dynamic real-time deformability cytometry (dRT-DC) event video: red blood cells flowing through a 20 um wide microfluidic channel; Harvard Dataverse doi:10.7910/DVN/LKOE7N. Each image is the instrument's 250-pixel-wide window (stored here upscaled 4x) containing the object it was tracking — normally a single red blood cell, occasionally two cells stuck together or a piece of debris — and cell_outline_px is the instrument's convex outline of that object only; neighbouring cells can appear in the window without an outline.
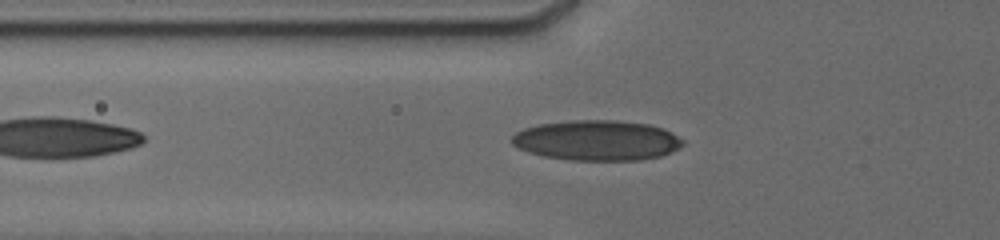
{"species": "human", "species_latin": "Homo sapiens", "temperature_condition": "cold", "stored_images_in_passage": 25, "camera_frame_rate_fps": 3000, "um_per_image_px": 0.085, "donor": {"sex": "male"}, "frame": {"image": 1, "passage_image": 2, "time_ms": 0.333, "image_size_px": [1000, 240], "cell_outline_px": [[684, 144], [680, 148], [672, 152], [660, 156], [640, 160], [568, 160], [544, 156], [528, 152], [512, 144], [512, 136], [516, 132], [524, 128], [540, 124], [572, 120], [616, 120], [648, 124], [664, 128], [672, 132], [684, 140]], "centroid_in_image_um": [50.78, 11.93], "position_along_channel_um": 75.0, "area_um2": 40.23}}
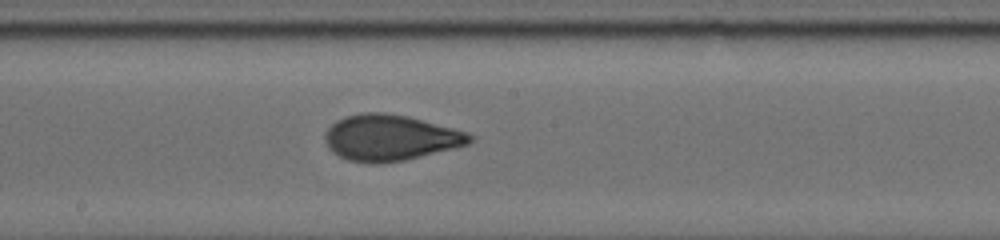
{"frame": {"image": 2, "passage_image": 17, "time_ms": 4.0, "image_size_px": [1000, 240], "cell_outline_px": [[476, 136], [468, 144], [404, 160], [380, 164], [372, 164], [348, 160], [332, 152], [328, 148], [324, 140], [324, 132], [336, 120], [348, 116], [364, 112], [384, 112], [408, 116], [468, 132]], "centroid_in_image_um": [33.14, 11.7], "position_along_channel_um": 215.1, "area_um2": 38.78}}
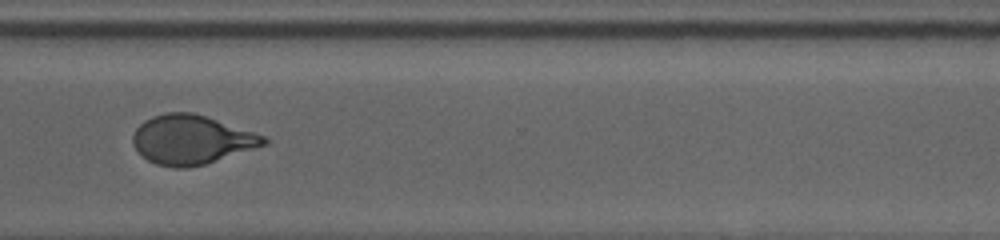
{"frame": {"image": 3, "passage_image": 24, "time_ms": 7.667, "image_size_px": [1000, 240], "cell_outline_px": [[268, 144], [204, 164], [184, 168], [172, 168], [156, 164], [148, 160], [136, 148], [132, 140], [132, 136], [136, 128], [144, 120], [152, 116], [168, 112], [192, 112], [268, 136]], "centroid_in_image_um": [16.29, 11.87], "position_along_channel_um": 354.3, "area_um2": 37.34}}